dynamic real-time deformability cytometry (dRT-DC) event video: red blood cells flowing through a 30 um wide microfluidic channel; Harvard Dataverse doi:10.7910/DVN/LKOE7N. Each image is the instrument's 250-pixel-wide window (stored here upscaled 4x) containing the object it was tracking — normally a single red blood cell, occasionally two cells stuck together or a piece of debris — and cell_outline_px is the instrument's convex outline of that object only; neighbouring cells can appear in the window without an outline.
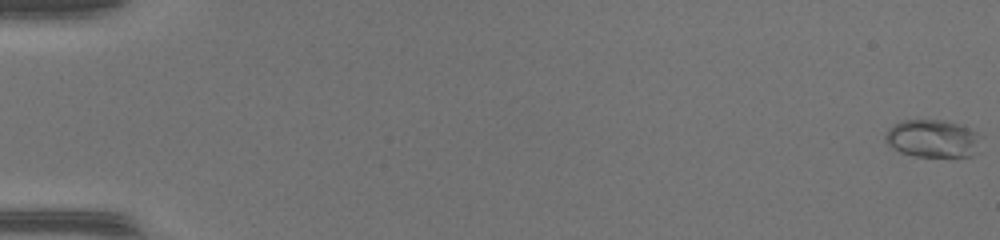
{"species": "common noctule bat (a hibernating species)", "species_latin": "Nyctalus noctula", "temperature_condition": "warm", "stored_images_in_passage": 52, "camera_frame_rate_fps": 3000, "um_per_image_px": 0.085, "animal": {"sex": "female", "body_mass_g": 17.0, "forearm_length_mm": 48.0}, "frame": {"image": 1, "passage_image": 1, "time_ms": 0.0, "image_size_px": [1000, 240], "cell_outline_px": [[984, 136], [972, 156], [916, 156], [900, 152], [892, 148], [884, 140], [884, 136], [888, 128], [904, 120], [944, 120], [956, 124], [976, 132]], "centroid_in_image_um": [79.26, 11.78], "position_along_channel_um": 5.7, "area_um2": 20.92}}
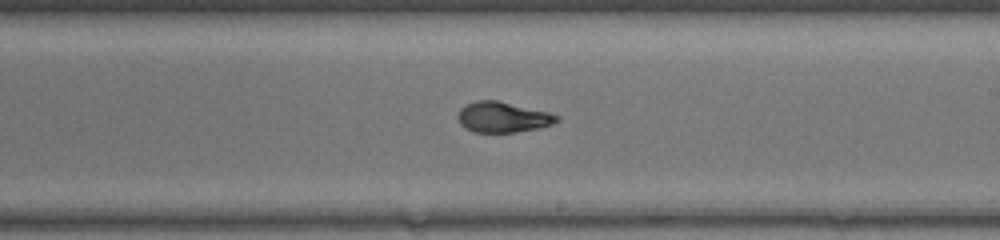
{"frame": {"image": 2, "passage_image": 32, "time_ms": 10.333, "image_size_px": [1000, 240], "cell_outline_px": [[560, 120], [552, 124], [540, 128], [516, 132], [472, 132], [464, 128], [460, 124], [456, 116], [460, 108], [464, 104], [476, 100], [496, 100], [548, 112], [560, 116]], "centroid_in_image_um": [42.7, 9.96], "position_along_channel_um": 246.3, "area_um2": 17.8}}
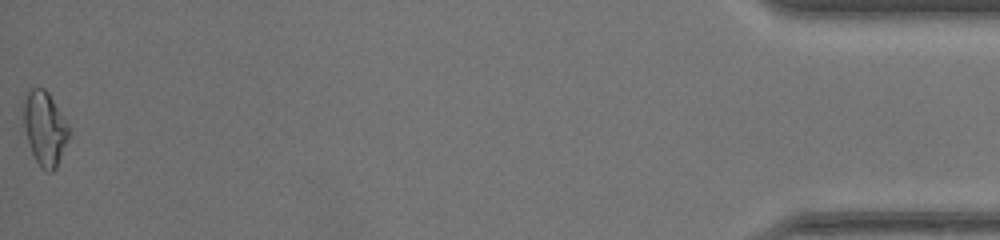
{"frame": {"image": 3, "passage_image": 52, "time_ms": 17.0, "image_size_px": [1000, 240], "cell_outline_px": [[72, 132], [56, 168], [52, 172], [48, 172], [40, 168], [32, 152], [24, 128], [20, 108], [20, 104], [28, 88], [44, 88], [48, 92], [68, 124]], "centroid_in_image_um": [3.78, 10.87], "position_along_channel_um": 431.4, "area_um2": 20.17}, "authors_computed_cell_mechanics": {"area_um2": 18.2648, "velocity_mm_per_s": 4.192, "shape_relaxation_time_tau1_ms": 8.6009, "shape_relaxation_time_tau2_ms": null, "deformation_change_tau1": 0.2863, "deformation_change_tau2": null}}